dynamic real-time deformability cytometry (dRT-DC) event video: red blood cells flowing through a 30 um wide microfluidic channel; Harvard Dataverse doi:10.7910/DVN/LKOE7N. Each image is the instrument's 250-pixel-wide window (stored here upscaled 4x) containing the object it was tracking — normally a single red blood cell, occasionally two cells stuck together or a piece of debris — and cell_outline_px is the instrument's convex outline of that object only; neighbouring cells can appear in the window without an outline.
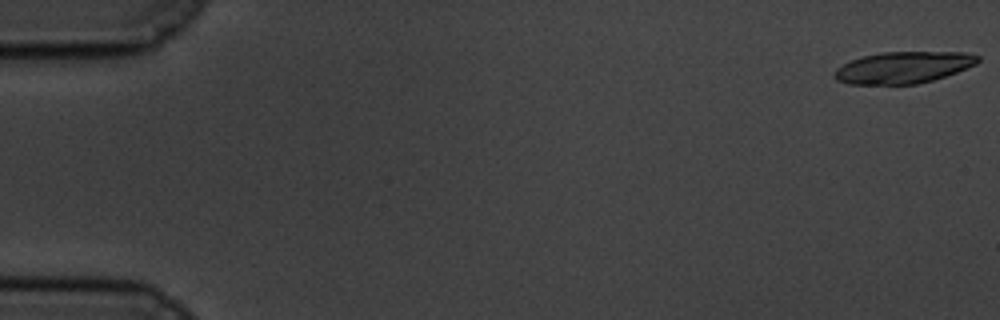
{"species": "common noctule bat (a hibernating species)", "species_latin": "Nyctalus noctula", "temperature_condition": "cold", "stored_images_in_passage": 58, "camera_frame_rate_fps": 3000, "um_per_image_px": 0.085, "animal": {"sex": "male", "body_mass_g": 19.5, "forearm_length_mm": 54.6}, "frame": {"image": 1, "passage_image": 1, "time_ms": 0.0, "image_size_px": [1000, 320], "cell_outline_px": [[980, 60], [976, 64], [956, 72], [932, 80], [916, 84], [848, 84], [836, 80], [832, 76], [836, 68], [852, 60], [864, 56], [880, 52], [964, 52], [980, 56]], "centroid_in_image_um": [76.77, 5.73], "position_along_channel_um": 8.2, "area_um2": 26.36}}
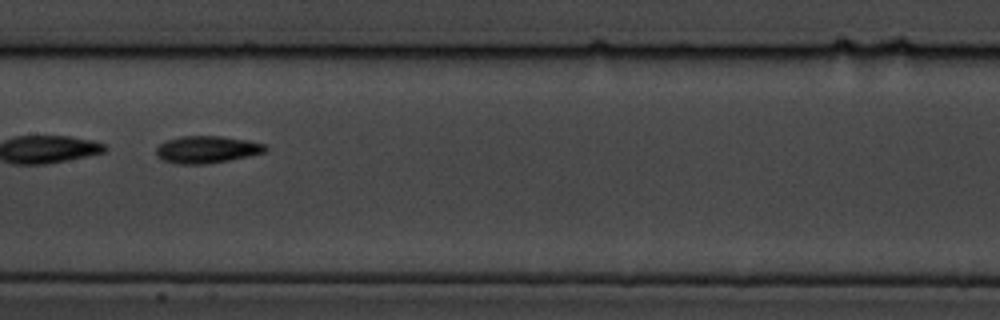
{"frame": {"image": 2, "passage_image": 30, "time_ms": 9.667, "image_size_px": [1000, 320], "cell_outline_px": [[268, 148], [264, 152], [248, 156], [228, 160], [204, 164], [176, 164], [164, 160], [156, 156], [156, 148], [160, 144], [168, 140], [180, 136], [220, 136], [248, 140], [264, 144]], "centroid_in_image_um": [17.56, 12.7], "position_along_channel_um": 189.8, "area_um2": 17.17}, "authors_computed_cell_mechanics": {"area_um2": 21.9351, "velocity_mm_per_s": 3.4654, "shape_relaxation_time_tau1_ms": 2.6654, "shape_relaxation_time_tau2_ms": 4.9109, "deformation_change_tau1": 0.1391, "deformation_change_tau2": 0.1142}}